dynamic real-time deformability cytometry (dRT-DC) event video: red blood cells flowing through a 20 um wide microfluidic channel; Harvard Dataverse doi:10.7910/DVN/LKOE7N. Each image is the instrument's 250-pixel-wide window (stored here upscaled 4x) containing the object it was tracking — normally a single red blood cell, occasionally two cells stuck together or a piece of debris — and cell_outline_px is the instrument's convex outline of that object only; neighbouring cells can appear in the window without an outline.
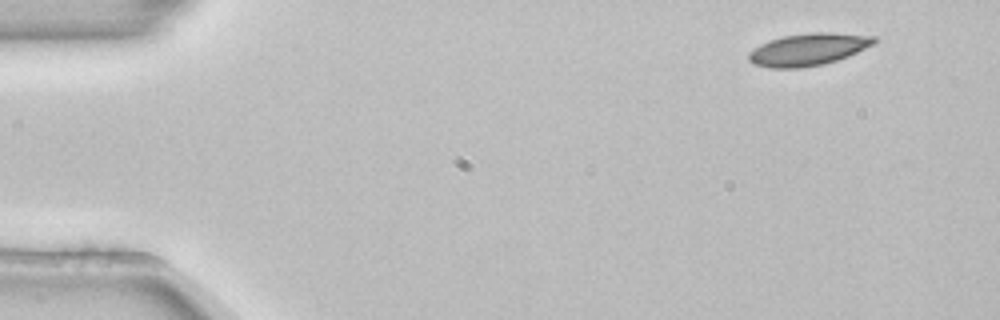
{"species": "common noctule bat (a hibernating species)", "species_latin": "Nyctalus noctula", "temperature_condition": "room temperature", "stored_images_in_passage": 4, "camera_frame_rate_fps": 3000, "um_per_image_px": 0.085, "animal": {"sex": "female", "body_mass_g": 22.7, "forearm_length_mm": 54.2}, "frame": {"image": 1, "passage_image": 1, "time_ms": 0.0, "image_size_px": [1000, 320], "cell_outline_px": [[876, 44], [848, 56], [824, 64], [800, 68], [768, 68], [752, 64], [748, 60], [748, 52], [760, 44], [768, 40], [784, 36], [816, 32], [832, 32], [876, 36]], "centroid_in_image_um": [68.7, 4.2], "position_along_channel_um": 16.3, "area_um2": 23.76}}
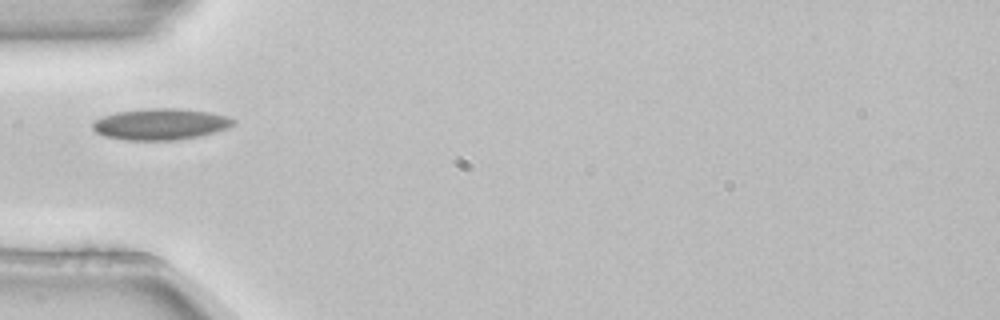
{"frame": {"image": 2, "passage_image": 4, "time_ms": 1.0, "image_size_px": [1000, 320], "cell_outline_px": [[236, 120], [228, 128], [200, 136], [176, 140], [128, 140], [104, 136], [96, 132], [92, 128], [92, 120], [116, 112], [148, 108], [176, 108], [208, 112], [228, 116]], "centroid_in_image_um": [13.62, 10.55], "position_along_channel_um": 71.4, "area_um2": 25.66}}